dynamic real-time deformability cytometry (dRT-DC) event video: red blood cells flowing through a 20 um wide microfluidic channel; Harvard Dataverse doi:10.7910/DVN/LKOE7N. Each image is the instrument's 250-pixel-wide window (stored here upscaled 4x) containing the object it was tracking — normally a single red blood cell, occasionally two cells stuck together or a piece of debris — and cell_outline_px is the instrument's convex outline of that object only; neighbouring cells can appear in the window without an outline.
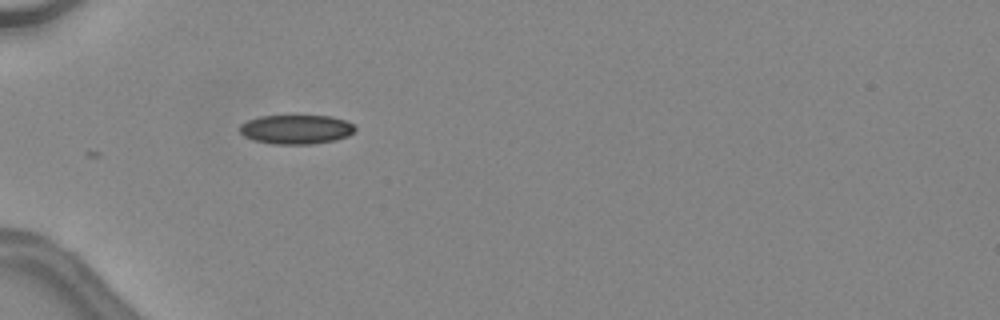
{"species": "common noctule bat (a hibernating species)", "species_latin": "Nyctalus noctula", "temperature_condition": "warm", "stored_images_in_passage": 3, "camera_frame_rate_fps": 3000, "um_per_image_px": 0.085, "animal": {"sex": "female", "body_mass_g": 24.6, "forearm_length_mm": 56.2}, "frame": {"image": 1, "passage_image": 1, "time_ms": 0.0, "image_size_px": [1000, 320], "cell_outline_px": [[356, 128], [348, 136], [336, 140], [312, 144], [272, 144], [256, 140], [244, 136], [240, 132], [240, 124], [248, 120], [260, 116], [332, 116], [344, 120], [352, 124]], "centroid_in_image_um": [25.18, 11.0], "position_along_channel_um": 59.8, "area_um2": 19.54}}